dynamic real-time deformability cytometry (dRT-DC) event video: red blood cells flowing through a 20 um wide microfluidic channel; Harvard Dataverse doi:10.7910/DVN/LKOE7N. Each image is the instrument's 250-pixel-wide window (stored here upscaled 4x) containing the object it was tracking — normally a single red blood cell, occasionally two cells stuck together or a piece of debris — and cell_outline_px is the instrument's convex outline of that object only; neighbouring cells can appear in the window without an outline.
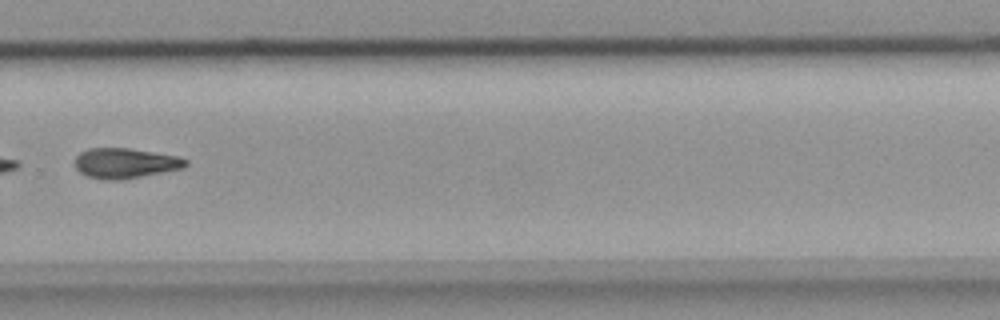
{"species": "common noctule bat (a hibernating species)", "species_latin": "Nyctalus noctula", "temperature_condition": "room temperature", "stored_images_in_passage": 42, "camera_frame_rate_fps": 3000, "um_per_image_px": 0.085, "animal": {"sex": "female", "body_mass_g": 18.4}, "frame": {"image": 1, "passage_image": 30, "time_ms": 9.667, "image_size_px": [1000, 320], "cell_outline_px": [[188, 164], [184, 168], [140, 176], [116, 180], [104, 180], [88, 176], [80, 172], [76, 168], [76, 156], [80, 152], [88, 148], [128, 148], [180, 156], [188, 160]], "centroid_in_image_um": [10.66, 13.86], "position_along_channel_um": 319.1, "area_um2": 19.36}}